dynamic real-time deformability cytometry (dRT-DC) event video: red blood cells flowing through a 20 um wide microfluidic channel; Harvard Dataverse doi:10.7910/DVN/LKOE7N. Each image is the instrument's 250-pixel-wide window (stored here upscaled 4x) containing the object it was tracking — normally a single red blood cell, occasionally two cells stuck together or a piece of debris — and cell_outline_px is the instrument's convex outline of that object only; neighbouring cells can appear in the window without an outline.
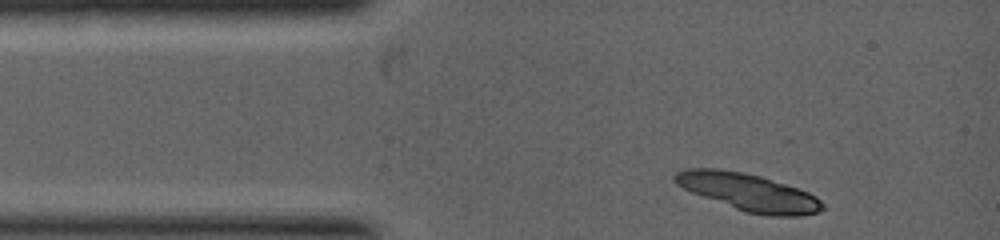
{"species": "common noctule bat (a hibernating species)", "species_latin": "Nyctalus noctula", "temperature_condition": "warm", "stored_images_in_passage": 2, "camera_frame_rate_fps": 5000, "um_per_image_px": 0.085, "animal": {"sex": "female", "body_mass_g": 19.0, "forearm_length_mm": 53.3}, "frame": {"image": 1, "passage_image": 1, "time_ms": 0.0, "image_size_px": [1000, 240], "cell_outline_px": [[824, 208], [816, 212], [800, 216], [768, 216], [744, 212], [692, 192], [676, 184], [672, 180], [672, 176], [676, 172], [684, 168], [716, 168], [744, 172], [760, 176], [808, 192], [816, 196], [824, 204]], "centroid_in_image_um": [63.58, 16.33], "position_along_channel_um": 21.4, "area_um2": 32.02}}